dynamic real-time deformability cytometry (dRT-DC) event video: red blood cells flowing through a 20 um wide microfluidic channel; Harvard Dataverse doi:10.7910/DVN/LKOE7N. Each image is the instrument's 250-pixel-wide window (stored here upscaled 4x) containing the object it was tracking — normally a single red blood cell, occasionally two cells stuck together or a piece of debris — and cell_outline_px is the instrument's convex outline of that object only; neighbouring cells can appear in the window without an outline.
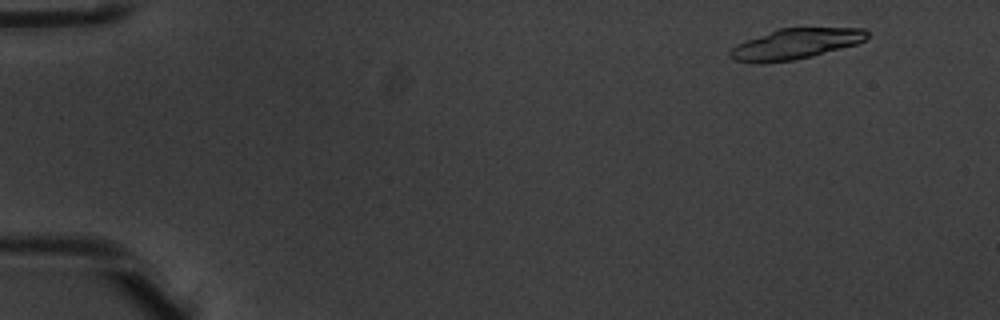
{"species": "common noctule bat (a hibernating species)", "species_latin": "Nyctalus noctula", "temperature_condition": "warm", "stored_images_in_passage": 19, "camera_frame_rate_fps": 3000, "um_per_image_px": 0.085, "animal": {"sex": "male", "body_mass_g": 20.1, "forearm_length_mm": 53.5}, "frame": {"image": 1, "passage_image": 4, "time_ms": 1.0, "image_size_px": [1000, 320], "cell_outline_px": [[868, 36], [864, 40], [856, 44], [812, 56], [792, 60], [760, 64], [736, 60], [728, 52], [736, 44], [780, 28], [864, 28], [868, 32]], "centroid_in_image_um": [67.62, 3.73], "position_along_channel_um": 17.4, "area_um2": 24.04}}
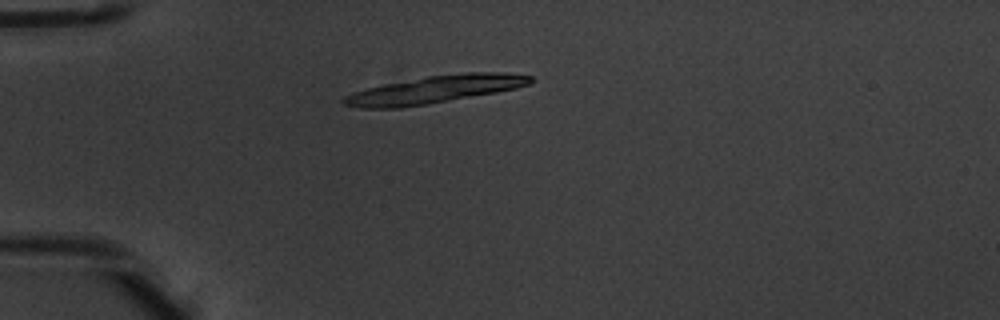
{"frame": {"image": 2, "passage_image": 14, "time_ms": 4.333, "image_size_px": [1000, 320], "cell_outline_px": [[532, 80], [528, 84], [516, 88], [496, 92], [428, 104], [400, 108], [360, 108], [344, 104], [340, 100], [344, 96], [368, 88], [384, 84], [424, 76], [468, 72], [504, 72], [532, 76]], "centroid_in_image_um": [36.94, 7.6], "position_along_channel_um": 48.1, "area_um2": 29.77}}